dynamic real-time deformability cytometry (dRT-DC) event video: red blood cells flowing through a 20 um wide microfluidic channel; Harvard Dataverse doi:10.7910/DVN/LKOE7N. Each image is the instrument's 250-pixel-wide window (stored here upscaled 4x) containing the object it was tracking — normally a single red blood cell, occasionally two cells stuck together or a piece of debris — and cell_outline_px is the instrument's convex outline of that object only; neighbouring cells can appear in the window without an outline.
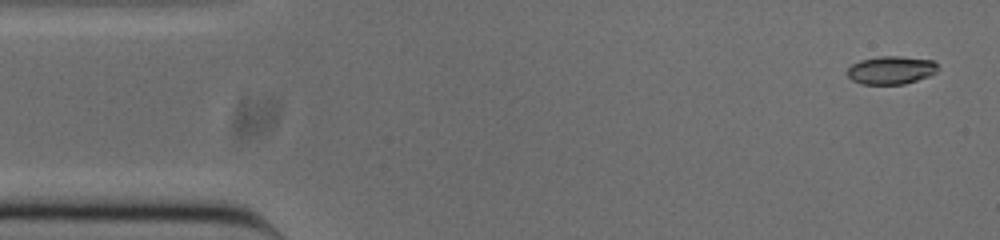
{"species": "common noctule bat (a hibernating species)", "species_latin": "Nyctalus noctula", "temperature_condition": "cold", "stored_images_in_passage": 52, "camera_frame_rate_fps": 3000, "um_per_image_px": 0.085, "animal": {"sex": "male", "body_mass_g": 20.0, "forearm_length_mm": 53.3}, "frame": {"image": 1, "passage_image": 2, "time_ms": 0.333, "image_size_px": [1000, 240], "cell_outline_px": [[940, 68], [936, 72], [928, 76], [904, 84], [860, 84], [852, 80], [848, 76], [848, 68], [852, 64], [860, 60], [880, 56], [900, 56], [932, 60]], "centroid_in_image_um": [75.74, 5.96], "position_along_channel_um": 9.3, "area_um2": 14.8}}
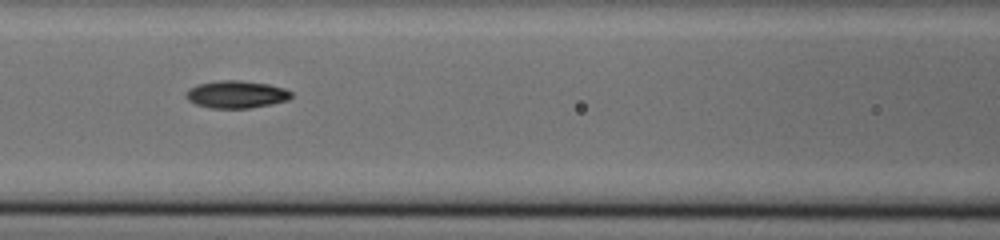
{"frame": {"image": 2, "passage_image": 21, "time_ms": 6.667, "image_size_px": [1000, 240], "cell_outline_px": [[292, 96], [288, 100], [272, 104], [248, 108], [208, 108], [196, 104], [188, 100], [184, 96], [188, 88], [196, 84], [220, 80], [240, 80], [268, 84], [284, 88], [292, 92]], "centroid_in_image_um": [20.06, 8.02], "position_along_channel_um": 146.5, "area_um2": 16.99}}
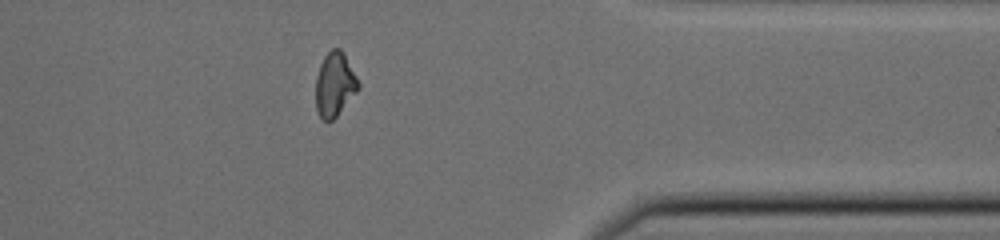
{"frame": {"image": 3, "passage_image": 41, "time_ms": 13.333, "image_size_px": [1000, 240], "cell_outline_px": [[360, 88], [336, 116], [328, 124], [320, 116], [316, 108], [316, 76], [320, 64], [324, 56], [332, 48], [340, 48], [344, 52], [360, 84]], "centroid_in_image_um": [28.45, 7.17], "position_along_channel_um": 383.0, "area_um2": 15.95}, "authors_computed_cell_mechanics": {"area_um2": 16.184, "velocity_mm_per_s": 3.8609, "shape_relaxation_time_tau1_ms": 5.5892, "shape_relaxation_time_tau2_ms": 1.8165, "deformation_change_tau1": 0.1679, "deformation_change_tau2": 0.0641}}